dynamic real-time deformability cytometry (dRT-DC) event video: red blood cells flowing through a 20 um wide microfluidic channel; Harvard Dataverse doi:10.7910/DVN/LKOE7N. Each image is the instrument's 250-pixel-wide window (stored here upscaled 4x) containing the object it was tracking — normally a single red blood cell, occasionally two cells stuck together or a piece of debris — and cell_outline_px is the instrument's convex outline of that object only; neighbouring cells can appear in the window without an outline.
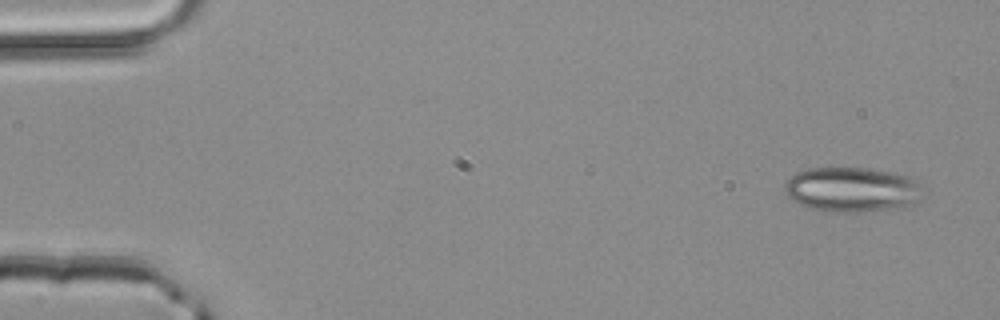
{"species": "common noctule bat (a hibernating species)", "species_latin": "Nyctalus noctula", "temperature_condition": "room temperature", "stored_images_in_passage": 4, "segment_of_instrument_passage": [1, 2], "camera_frame_rate_fps": 3000, "um_per_image_px": 0.085, "animal": {"sex": "male", "body_mass_g": 20.4}, "frame": {"image": 1, "passage_image": 1, "time_ms": 0.0, "image_size_px": [1000, 320], "cell_outline_px": [[924, 196], [920, 200], [904, 208], [856, 212], [828, 212], [812, 208], [800, 204], [788, 196], [784, 188], [784, 184], [796, 172], [808, 168], [864, 168], [892, 172], [912, 176], [924, 184]], "centroid_in_image_um": [72.53, 16.11], "position_along_channel_um": 12.5, "area_um2": 36.76}}